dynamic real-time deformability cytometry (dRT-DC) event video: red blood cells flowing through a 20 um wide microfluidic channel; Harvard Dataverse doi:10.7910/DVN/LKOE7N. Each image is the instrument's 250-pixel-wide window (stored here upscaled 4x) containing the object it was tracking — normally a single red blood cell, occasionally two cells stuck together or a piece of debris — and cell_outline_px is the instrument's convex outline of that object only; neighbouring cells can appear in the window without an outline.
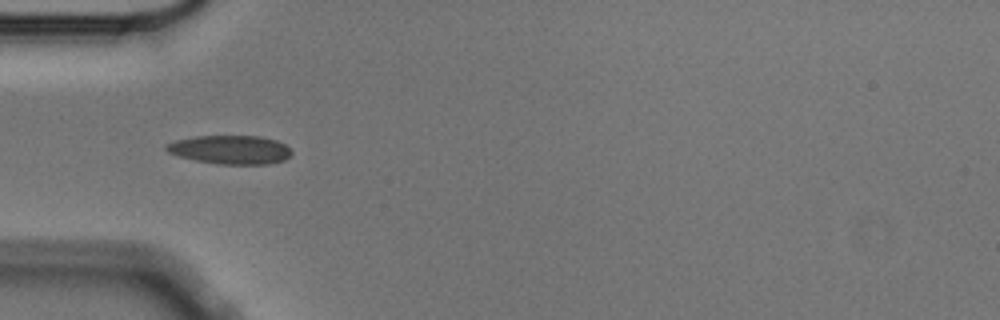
{"species": "Egyptian fruit bat (a non-hibernating species)", "species_latin": "Rousettus aegyptiacus", "temperature_condition": "cold", "stored_images_in_passage": 6, "camera_frame_rate_fps": 3000, "um_per_image_px": 0.085, "animal": {"sex": "male"}, "frame": {"image": 1, "passage_image": 5, "time_ms": 1.333, "image_size_px": [1000, 320], "cell_outline_px": [[292, 152], [284, 160], [268, 164], [216, 164], [196, 160], [180, 156], [168, 152], [164, 148], [164, 144], [176, 140], [196, 136], [260, 136], [276, 140], [284, 144]], "centroid_in_image_um": [19.55, 12.72], "position_along_channel_um": 65.4, "area_um2": 20.87}}
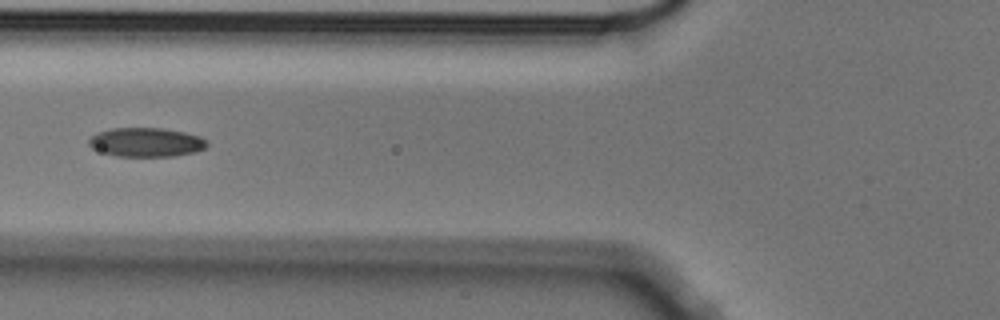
{"frame": {"image": 2, "passage_image": 6, "time_ms": 1.667, "image_size_px": [1000, 320], "cell_outline_px": [[208, 144], [204, 148], [196, 152], [176, 156], [116, 156], [92, 148], [88, 144], [88, 140], [96, 132], [112, 128], [160, 128], [184, 132], [200, 136], [208, 140]], "centroid_in_image_um": [12.44, 12.09], "position_along_channel_um": 113.4, "area_um2": 20.06}}